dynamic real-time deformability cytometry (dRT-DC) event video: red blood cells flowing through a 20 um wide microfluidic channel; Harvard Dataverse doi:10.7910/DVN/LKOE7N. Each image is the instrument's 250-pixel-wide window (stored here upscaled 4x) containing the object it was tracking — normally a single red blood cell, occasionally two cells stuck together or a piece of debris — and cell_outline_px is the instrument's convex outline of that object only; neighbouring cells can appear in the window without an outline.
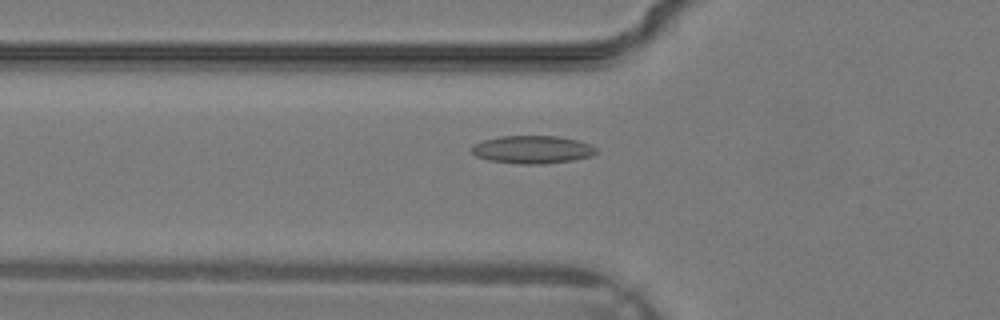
{"species": "common noctule bat (a hibernating species)", "species_latin": "Nyctalus noctula", "temperature_condition": "warm", "stored_images_in_passage": 32, "camera_frame_rate_fps": 3000, "um_per_image_px": 0.085, "animal": {"sex": "male", "body_mass_g": 19.2, "forearm_length_mm": 51.8}, "frame": {"image": 1, "passage_image": 9, "time_ms": 2.667, "image_size_px": [1000, 320], "cell_outline_px": [[596, 152], [592, 156], [572, 160], [544, 164], [520, 164], [488, 160], [476, 156], [472, 152], [472, 144], [484, 140], [500, 136], [556, 136], [576, 140], [592, 144], [596, 148]], "centroid_in_image_um": [45.25, 12.71], "position_along_channel_um": 80.6, "area_um2": 20.23}}
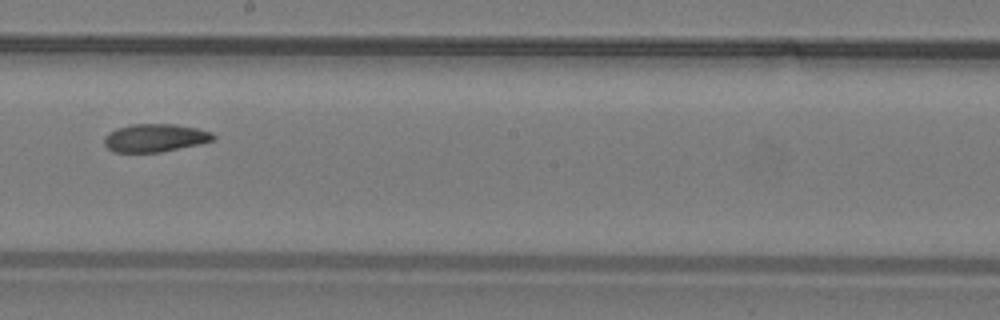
{"frame": {"image": 2, "passage_image": 17, "time_ms": 5.333, "image_size_px": [1000, 320], "cell_outline_px": [[216, 136], [212, 140], [200, 144], [160, 152], [112, 152], [104, 144], [104, 136], [108, 132], [116, 128], [132, 124], [176, 124], [196, 128], [212, 132]], "centroid_in_image_um": [13.15, 11.71], "position_along_channel_um": 235.0, "area_um2": 17.86}}
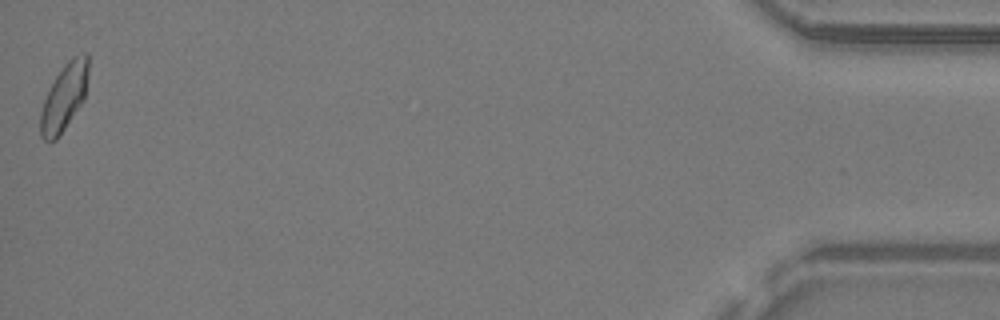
{"frame": {"image": 3, "passage_image": 32, "time_ms": 10.333, "image_size_px": [1000, 320], "cell_outline_px": [[88, 76], [84, 100], [56, 140], [48, 144], [40, 136], [40, 112], [44, 100], [56, 76], [64, 64], [72, 56], [84, 52], [88, 52]], "centroid_in_image_um": [5.46, 8.26], "position_along_channel_um": 429.7, "area_um2": 18.73}}